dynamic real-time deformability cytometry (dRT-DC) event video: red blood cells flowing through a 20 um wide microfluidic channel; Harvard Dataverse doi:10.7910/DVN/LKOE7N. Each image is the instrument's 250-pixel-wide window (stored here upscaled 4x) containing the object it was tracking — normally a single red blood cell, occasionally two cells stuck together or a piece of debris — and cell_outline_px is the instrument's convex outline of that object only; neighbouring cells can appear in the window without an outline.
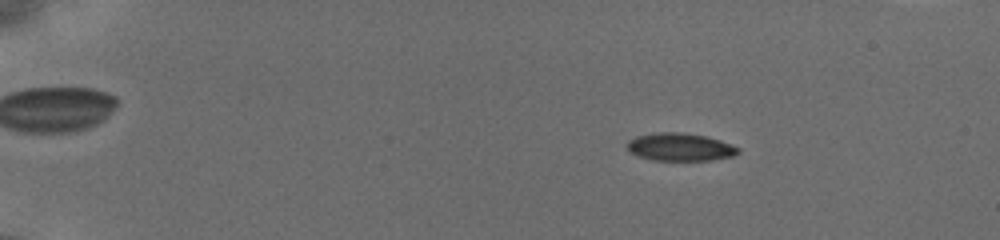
{"species": "common noctule bat (a hibernating species)", "species_latin": "Nyctalus noctula", "temperature_condition": "cold", "stored_images_in_passage": 41, "camera_frame_rate_fps": 3000, "um_per_image_px": 0.085, "animal": {"sex": "female", "body_mass_g": 19.5, "forearm_length_mm": 54.1}, "frame": {"image": 1, "passage_image": 8, "time_ms": 2.667, "image_size_px": [1000, 240], "cell_outline_px": [[740, 152], [732, 156], [712, 160], [652, 160], [636, 156], [624, 144], [628, 140], [636, 136], [660, 132], [680, 132], [704, 136], [720, 140], [732, 144], [740, 148]], "centroid_in_image_um": [57.79, 12.5], "position_along_channel_um": 27.2, "area_um2": 18.03}}
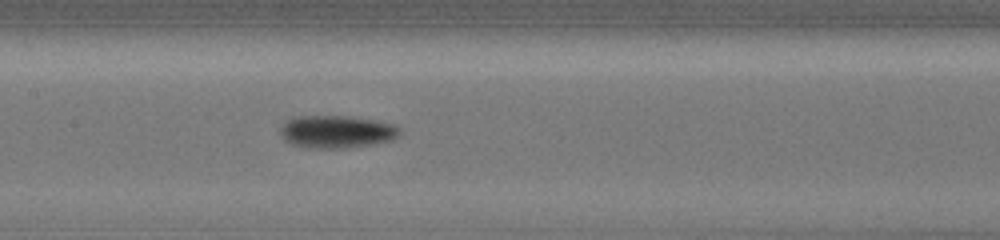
{"frame": {"image": 2, "passage_image": 26, "time_ms": 9.333, "image_size_px": [1000, 240], "cell_outline_px": [[400, 136], [392, 140], [372, 144], [344, 148], [316, 148], [292, 144], [280, 132], [280, 128], [292, 116], [348, 116], [396, 124], [400, 128]], "centroid_in_image_um": [28.67, 11.18], "position_along_channel_um": 178.7, "area_um2": 22.48}}
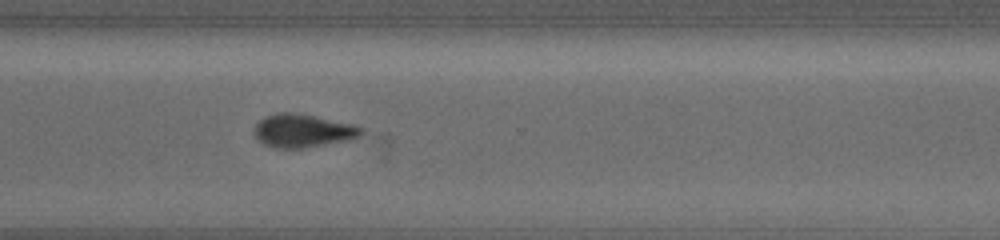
{"frame": {"image": 3, "passage_image": 36, "time_ms": 13.667, "image_size_px": [1000, 240], "cell_outline_px": [[364, 132], [360, 136], [352, 140], [300, 148], [280, 148], [264, 144], [256, 136], [256, 124], [264, 116], [276, 112], [296, 112], [316, 116], [352, 124], [364, 128]], "centroid_in_image_um": [25.79, 11.09], "position_along_channel_um": 344.8, "area_um2": 20.69}, "authors_computed_cell_mechanics": {"area_um2": 20.2878, "velocity_mm_per_s": 3.8381, "shape_relaxation_time_tau1_ms": 2.4385, "shape_relaxation_time_tau2_ms": 5.8712, "deformation_change_tau1": 0.1018, "deformation_change_tau2": 0.0985}}